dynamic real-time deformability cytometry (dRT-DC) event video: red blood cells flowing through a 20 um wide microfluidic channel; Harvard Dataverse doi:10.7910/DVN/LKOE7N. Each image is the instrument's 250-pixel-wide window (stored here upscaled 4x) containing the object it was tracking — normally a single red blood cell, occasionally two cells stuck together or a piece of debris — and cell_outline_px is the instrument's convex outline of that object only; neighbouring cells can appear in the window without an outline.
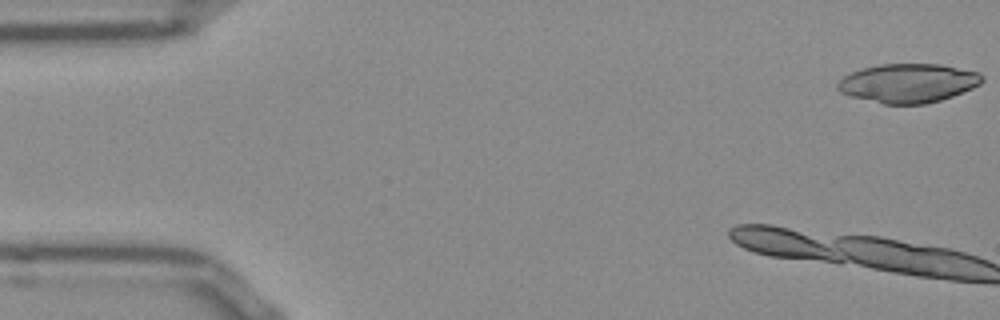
{"species": "Egyptian fruit bat (a non-hibernating species)", "species_latin": "Rousettus aegyptiacus", "temperature_condition": "room temperature", "stored_images_in_passage": 8, "camera_frame_rate_fps": 3000, "um_per_image_px": 0.085, "frame": {"image": 1, "passage_image": 1, "time_ms": 0.0, "image_size_px": [1000, 320], "cell_outline_px": [[984, 80], [980, 84], [972, 88], [952, 96], [940, 100], [924, 104], [884, 104], [852, 96], [840, 92], [836, 88], [836, 84], [844, 76], [852, 72], [864, 68], [880, 64], [940, 64], [980, 72], [984, 76]], "centroid_in_image_um": [77.22, 7.06], "position_along_channel_um": 7.8, "area_um2": 32.71}}